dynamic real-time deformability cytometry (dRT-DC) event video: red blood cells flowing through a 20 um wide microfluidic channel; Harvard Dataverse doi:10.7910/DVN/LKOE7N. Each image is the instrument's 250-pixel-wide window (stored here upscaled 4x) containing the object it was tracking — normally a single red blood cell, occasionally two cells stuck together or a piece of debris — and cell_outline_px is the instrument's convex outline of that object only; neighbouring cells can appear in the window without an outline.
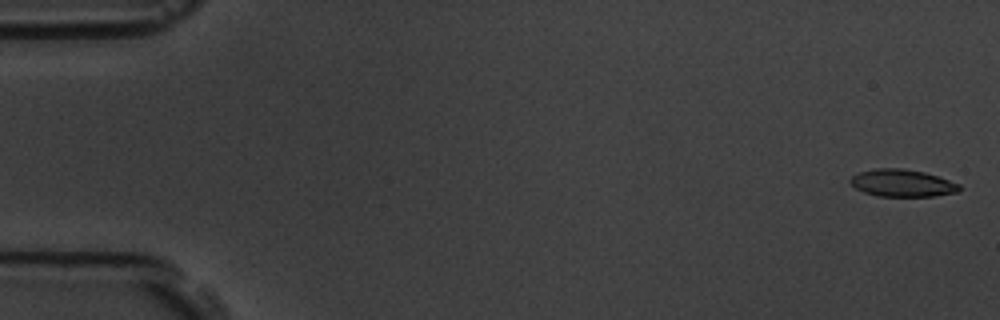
{"species": "common noctule bat (a hibernating species)", "species_latin": "Nyctalus noctula", "temperature_condition": "room temperature", "stored_images_in_passage": 5, "camera_frame_rate_fps": 3000, "um_per_image_px": 0.085, "animal": {"sex": "male", "body_mass_g": 19.5, "forearm_length_mm": 54.6}, "frame": {"image": 1, "passage_image": 1, "time_ms": 0.0, "image_size_px": [1000, 320], "cell_outline_px": [[960, 188], [956, 192], [932, 196], [876, 196], [864, 192], [856, 188], [848, 180], [852, 176], [860, 172], [876, 168], [900, 168], [924, 172], [960, 184]], "centroid_in_image_um": [76.65, 15.56], "position_along_channel_um": 8.3, "area_um2": 17.11}}
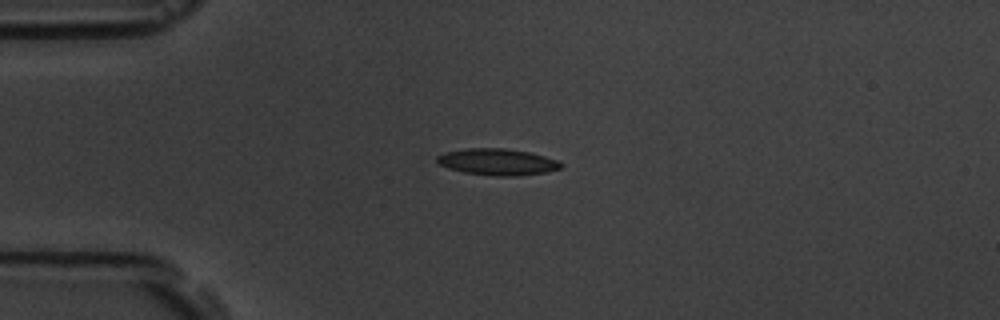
{"frame": {"image": 2, "passage_image": 4, "time_ms": 4.333, "image_size_px": [1000, 320], "cell_outline_px": [[564, 164], [560, 168], [548, 172], [516, 176], [496, 176], [464, 172], [448, 168], [440, 164], [436, 160], [436, 156], [444, 152], [468, 148], [504, 148], [528, 152], [544, 156], [556, 160]], "centroid_in_image_um": [42.28, 13.76], "position_along_channel_um": 42.7, "area_um2": 19.07}}